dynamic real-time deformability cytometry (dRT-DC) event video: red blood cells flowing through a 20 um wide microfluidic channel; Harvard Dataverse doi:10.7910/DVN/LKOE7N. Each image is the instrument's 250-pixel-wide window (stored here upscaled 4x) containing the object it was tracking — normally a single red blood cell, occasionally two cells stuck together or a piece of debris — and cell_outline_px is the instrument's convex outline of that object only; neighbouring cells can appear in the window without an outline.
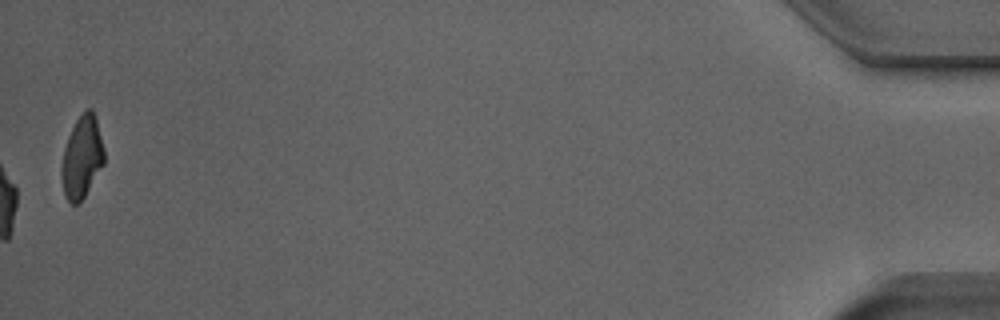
{"species": "Egyptian fruit bat (a non-hibernating species)", "species_latin": "Rousettus aegyptiacus", "temperature_condition": "room temperature", "stored_images_in_passage": 40, "camera_frame_rate_fps": 3000, "um_per_image_px": 0.085, "animal": {"sex": "male"}, "frame": {"image": 1, "passage_image": 40, "time_ms": 13.0, "image_size_px": [1000, 320], "cell_outline_px": [[104, 164], [84, 196], [76, 204], [72, 204], [64, 196], [60, 176], [60, 172], [64, 148], [68, 136], [76, 120], [88, 108], [92, 108], [96, 116], [104, 148]], "centroid_in_image_um": [6.96, 13.35], "position_along_channel_um": 428.2, "area_um2": 20.4}, "authors_computed_cell_mechanics": {"area_um2": 20.4901, "velocity_mm_per_s": 3.9414, "shape_relaxation_time_tau1_ms": 5.0181, "shape_relaxation_time_tau2_ms": 1.5928, "deformation_change_tau1": 0.1891, "deformation_change_tau2": 0.1064}}